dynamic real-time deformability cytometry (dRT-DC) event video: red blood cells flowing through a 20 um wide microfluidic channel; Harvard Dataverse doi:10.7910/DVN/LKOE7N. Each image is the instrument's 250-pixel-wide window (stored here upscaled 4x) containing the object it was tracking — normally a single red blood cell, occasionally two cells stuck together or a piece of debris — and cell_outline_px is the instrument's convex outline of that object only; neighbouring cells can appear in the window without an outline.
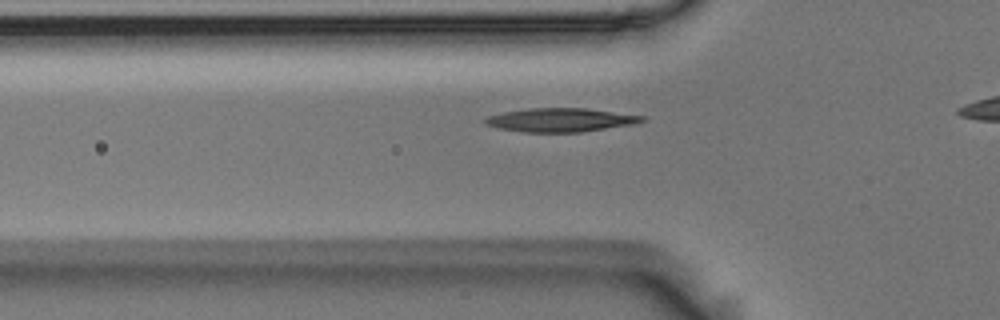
{"species": "Egyptian fruit bat (a non-hibernating species)", "species_latin": "Rousettus aegyptiacus", "temperature_condition": "room temperature", "stored_images_in_passage": 35, "camera_frame_rate_fps": 3000, "um_per_image_px": 0.085, "animal": {"sex": "male"}, "frame": {"image": 1, "passage_image": 8, "time_ms": 2.333, "image_size_px": [1000, 320], "cell_outline_px": [[648, 120], [636, 124], [580, 132], [524, 132], [500, 128], [488, 124], [484, 120], [488, 116], [504, 112], [528, 108], [584, 108], [648, 116]], "centroid_in_image_um": [47.76, 10.19], "position_along_channel_um": 78.0, "area_um2": 21.62}}
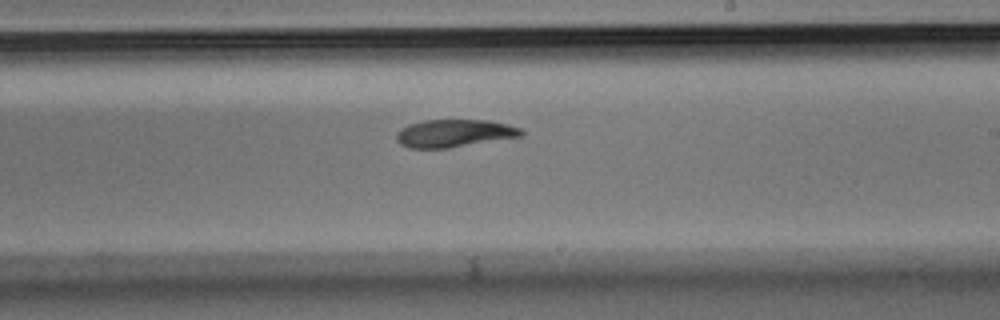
{"frame": {"image": 2, "passage_image": 22, "time_ms": 7.0, "image_size_px": [1000, 320], "cell_outline_px": [[524, 136], [448, 148], [408, 148], [400, 144], [396, 140], [396, 132], [400, 128], [408, 124], [424, 120], [488, 120], [508, 124], [520, 128], [524, 132]], "centroid_in_image_um": [38.6, 11.33], "position_along_channel_um": 250.4, "area_um2": 20.35}}
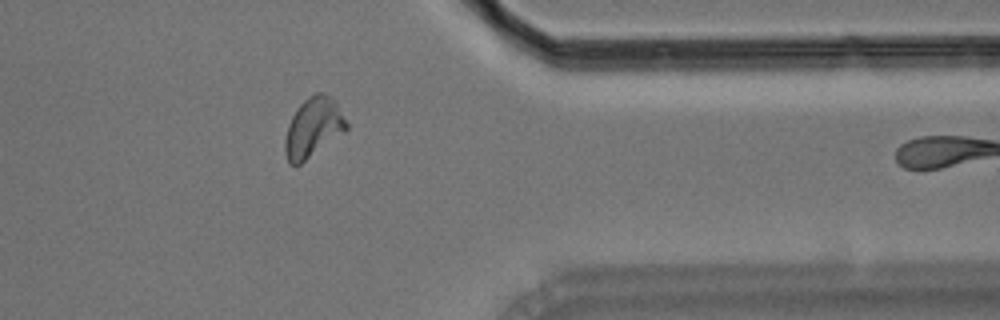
{"frame": {"image": 3, "passage_image": 34, "time_ms": 11.0, "image_size_px": [1000, 320], "cell_outline_px": [[348, 128], [344, 132], [300, 164], [288, 164], [284, 152], [284, 140], [288, 124], [296, 108], [308, 96], [316, 92], [324, 92], [332, 96], [336, 100], [348, 124]], "centroid_in_image_um": [26.62, 10.8], "position_along_channel_um": 384.8, "area_um2": 21.5}}